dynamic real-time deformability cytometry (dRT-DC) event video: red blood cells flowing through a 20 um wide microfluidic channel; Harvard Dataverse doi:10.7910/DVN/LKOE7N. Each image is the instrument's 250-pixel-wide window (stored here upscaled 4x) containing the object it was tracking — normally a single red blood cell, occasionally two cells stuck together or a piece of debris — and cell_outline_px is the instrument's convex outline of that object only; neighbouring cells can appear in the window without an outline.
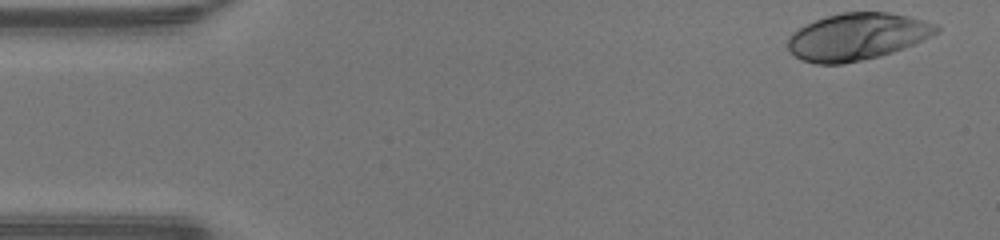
{"species": "human", "species_latin": "Homo sapiens", "temperature_condition": "warm", "stored_images_in_passage": 46, "camera_frame_rate_fps": 3000, "um_per_image_px": 0.085, "donor": {"sex": "male"}, "frame": {"image": 1, "passage_image": 1, "time_ms": 0.0, "image_size_px": [1000, 240], "cell_outline_px": [[940, 32], [912, 44], [892, 52], [880, 56], [844, 64], [816, 64], [800, 60], [788, 48], [788, 36], [792, 32], [824, 16], [840, 12], [888, 12], [908, 16], [924, 20], [936, 24], [940, 28]], "centroid_in_image_um": [72.84, 3.11], "position_along_channel_um": 12.2, "area_um2": 40.63}}
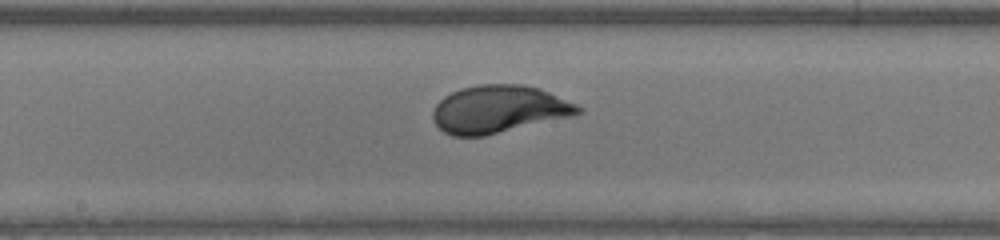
{"frame": {"image": 2, "passage_image": 23, "time_ms": 7.333, "image_size_px": [1000, 240], "cell_outline_px": [[584, 112], [576, 116], [484, 136], [452, 136], [444, 132], [432, 120], [432, 112], [436, 104], [444, 96], [460, 88], [480, 84], [520, 84], [540, 88], [576, 104], [584, 108]], "centroid_in_image_um": [42.43, 9.29], "position_along_channel_um": 205.8, "area_um2": 40.69}}
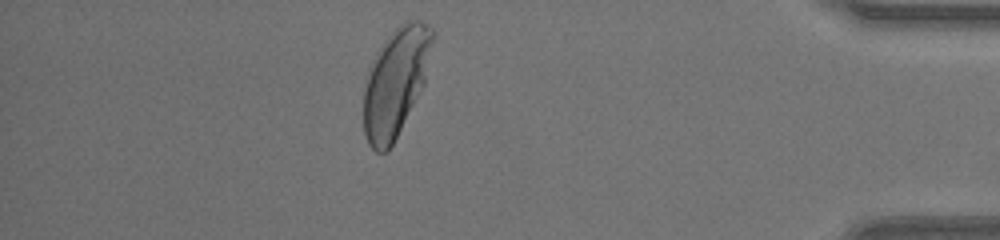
{"frame": {"image": 3, "passage_image": 40, "time_ms": 13.0, "image_size_px": [1000, 240], "cell_outline_px": [[436, 32], [424, 84], [388, 152], [376, 152], [368, 144], [364, 132], [364, 80], [368, 68], [376, 52], [388, 36], [404, 20], [424, 20]], "centroid_in_image_um": [33.63, 6.92], "position_along_channel_um": 401.6, "area_um2": 43.64}, "authors_computed_cell_mechanics": {"area_um2": 40.1999, "velocity_mm_per_s": 4.3023, "shape_relaxation_time_tau1_ms": 2.6025, "shape_relaxation_time_tau2_ms": null, "deformation_change_tau1": 0.1854, "deformation_change_tau2": null}}